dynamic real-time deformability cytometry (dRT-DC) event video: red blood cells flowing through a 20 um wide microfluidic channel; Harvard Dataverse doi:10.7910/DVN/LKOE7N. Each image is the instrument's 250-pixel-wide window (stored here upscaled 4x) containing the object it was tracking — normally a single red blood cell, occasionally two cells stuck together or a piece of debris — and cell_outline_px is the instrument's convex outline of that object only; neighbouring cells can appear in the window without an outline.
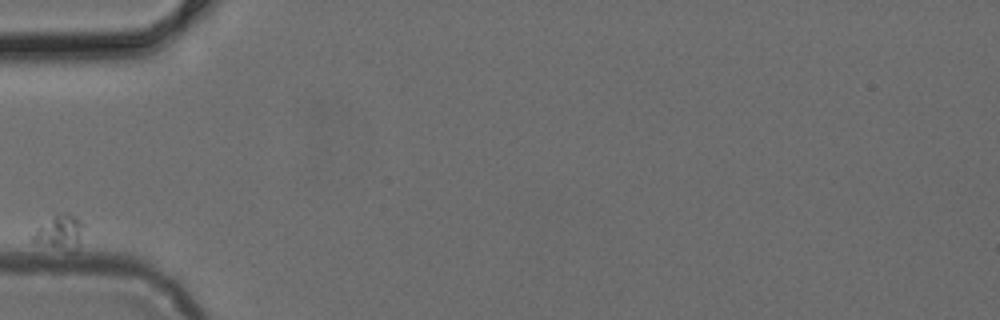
{"species": "common noctule bat (a hibernating species)", "species_latin": "Nyctalus noctula", "temperature_condition": "cold", "stored_images_in_passage": 4, "camera_frame_rate_fps": 3000, "um_per_image_px": 0.085, "animal": {"sex": "female", "body_mass_g": 24.6, "forearm_length_mm": 56.2}, "frame": {"image": 1, "passage_image": 1, "time_ms": 0.0, "image_size_px": [1000, 320], "cell_outline_px": [[84, 224], [80, 244], [72, 252], [32, 240], [32, 236], [36, 228], [56, 212], [68, 212], [76, 216]], "centroid_in_image_um": [5.13, 19.68], "position_along_channel_um": 79.9, "area_um2": 10.23}}
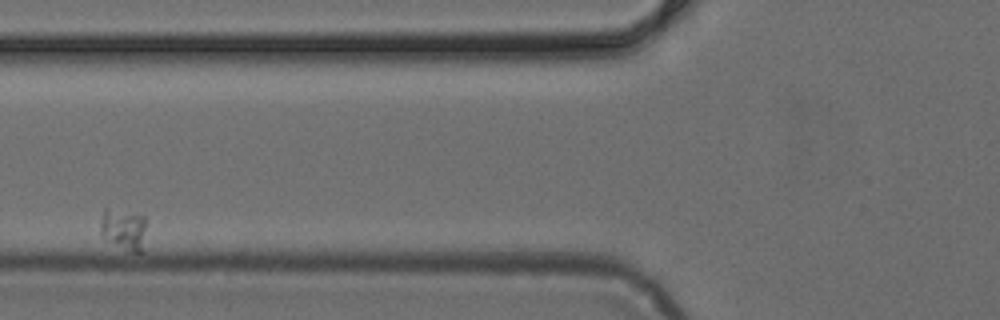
{"frame": {"image": 2, "passage_image": 2, "time_ms": 0.333, "image_size_px": [1000, 320], "cell_outline_px": [[144, 228], [140, 252], [132, 252], [100, 236], [100, 220], [104, 208], [144, 216]], "centroid_in_image_um": [10.43, 19.47], "position_along_channel_um": 115.4, "area_um2": 10.46}}